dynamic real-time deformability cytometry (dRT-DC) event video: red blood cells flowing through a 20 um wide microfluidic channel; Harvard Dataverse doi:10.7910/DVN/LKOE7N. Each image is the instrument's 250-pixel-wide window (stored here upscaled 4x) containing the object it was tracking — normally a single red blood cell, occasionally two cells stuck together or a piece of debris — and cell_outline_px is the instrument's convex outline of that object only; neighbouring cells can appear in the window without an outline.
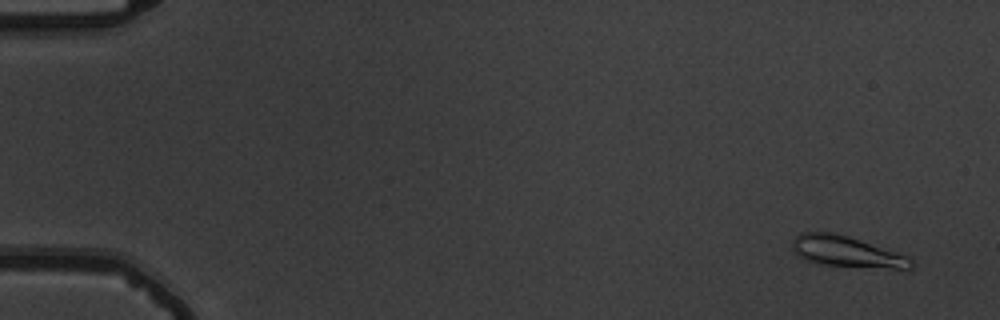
{"species": "common noctule bat (a hibernating species)", "species_latin": "Nyctalus noctula", "temperature_condition": "warm", "stored_images_in_passage": 57, "camera_frame_rate_fps": 3000, "um_per_image_px": 0.085, "animal": {"sex": "male", "body_mass_g": 19.5, "forearm_length_mm": 54.6}, "frame": {"image": 1, "passage_image": 4, "time_ms": 1.0, "image_size_px": [1000, 320], "cell_outline_px": [[916, 264], [912, 268], [892, 268], [820, 264], [808, 260], [800, 256], [792, 248], [792, 240], [800, 232], [832, 232], [848, 236], [908, 256]], "centroid_in_image_um": [71.96, 21.37], "position_along_channel_um": 13.0, "area_um2": 20.98}}
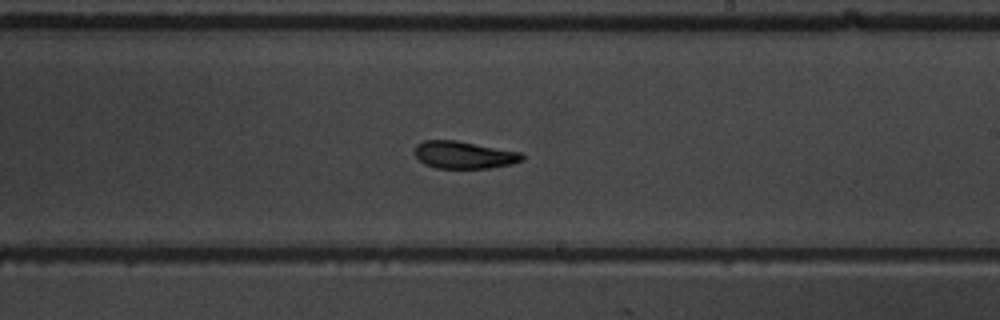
{"frame": {"image": 2, "passage_image": 35, "time_ms": 11.333, "image_size_px": [1000, 320], "cell_outline_px": [[524, 160], [512, 164], [488, 168], [436, 168], [424, 164], [412, 152], [416, 144], [424, 140], [456, 140], [520, 152], [524, 156]], "centroid_in_image_um": [39.4, 13.16], "position_along_channel_um": 249.6, "area_um2": 17.22}}
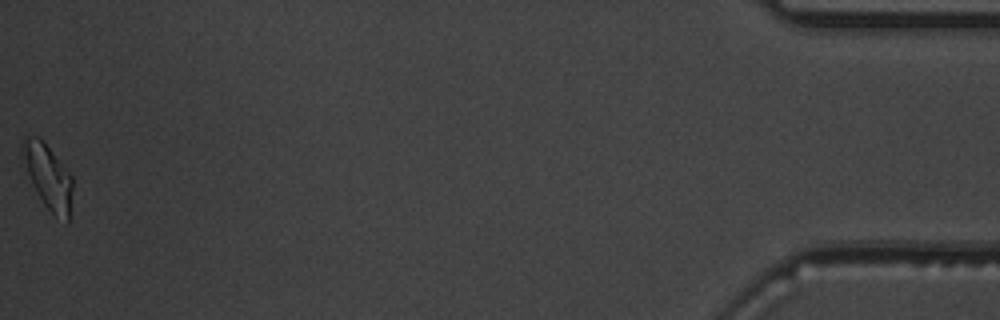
{"frame": {"image": 3, "passage_image": 57, "time_ms": 18.667, "image_size_px": [1000, 320], "cell_outline_px": [[72, 188], [68, 224], [52, 212], [44, 204], [20, 156], [20, 148], [24, 136], [36, 136], [48, 148], [72, 176]], "centroid_in_image_um": [4.07, 14.99], "position_along_channel_um": 431.1, "area_um2": 18.09}, "authors_computed_cell_mechanics": {"area_um2": 18.1492, "velocity_mm_per_s": 3.68, "shape_relaxation_time_tau1_ms": 5.0753, "shape_relaxation_time_tau2_ms": 2.4573, "deformation_change_tau1": 0.1974, "deformation_change_tau2": 0.1024}}